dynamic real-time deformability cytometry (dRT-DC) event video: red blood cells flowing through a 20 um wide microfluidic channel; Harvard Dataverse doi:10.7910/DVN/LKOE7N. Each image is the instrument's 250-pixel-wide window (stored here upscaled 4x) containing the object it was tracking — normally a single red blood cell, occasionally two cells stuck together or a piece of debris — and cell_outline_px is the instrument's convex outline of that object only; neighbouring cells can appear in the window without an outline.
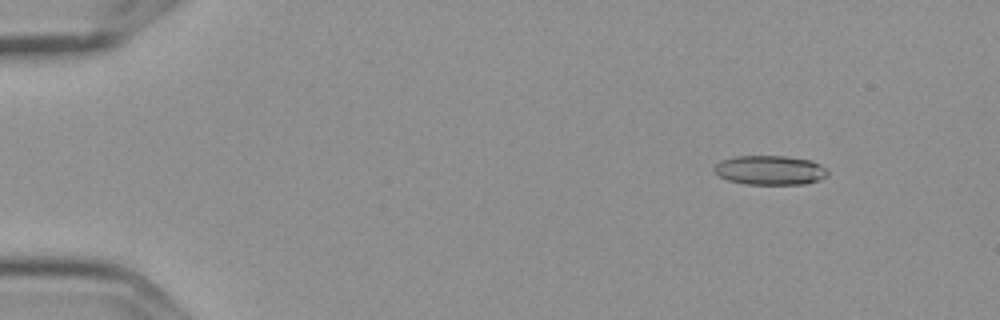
{"species": "Egyptian fruit bat (a non-hibernating species)", "species_latin": "Rousettus aegyptiacus", "temperature_condition": "cold", "stored_images_in_passage": 5, "camera_frame_rate_fps": 3000, "um_per_image_px": 0.085, "frame": {"image": 1, "passage_image": 2, "time_ms": 0.333, "image_size_px": [1000, 320], "cell_outline_px": [[828, 176], [820, 180], [804, 184], [744, 184], [728, 180], [720, 176], [712, 168], [720, 160], [736, 156], [784, 156], [812, 160], [820, 164], [828, 172]], "centroid_in_image_um": [65.46, 14.46], "position_along_channel_um": 19.5, "area_um2": 19.48}}
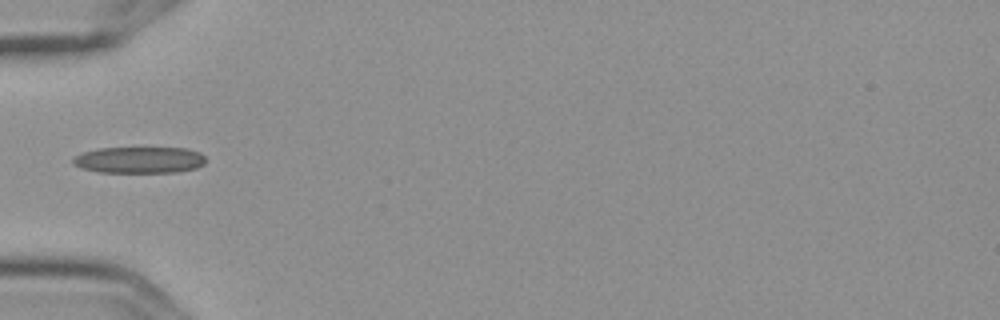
{"frame": {"image": 2, "passage_image": 5, "time_ms": 1.333, "image_size_px": [1000, 320], "cell_outline_px": [[204, 164], [196, 168], [176, 172], [100, 172], [80, 168], [72, 164], [72, 160], [80, 152], [100, 148], [188, 148], [200, 152], [204, 156]], "centroid_in_image_um": [11.82, 13.59], "position_along_channel_um": 73.2, "area_um2": 20.52}}